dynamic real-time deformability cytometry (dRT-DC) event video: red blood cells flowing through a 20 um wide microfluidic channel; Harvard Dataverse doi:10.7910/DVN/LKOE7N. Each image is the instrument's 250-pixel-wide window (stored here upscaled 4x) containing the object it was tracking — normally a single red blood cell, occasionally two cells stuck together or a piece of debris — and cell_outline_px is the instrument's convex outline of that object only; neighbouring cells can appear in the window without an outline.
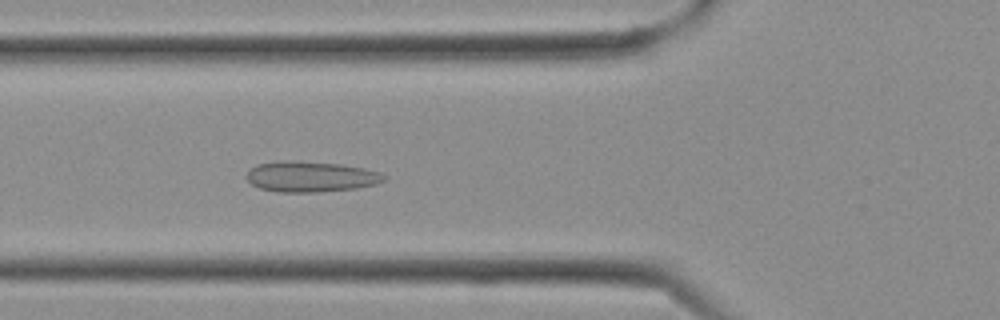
{"species": "Egyptian fruit bat (a non-hibernating species)", "species_latin": "Rousettus aegyptiacus", "temperature_condition": "cold", "stored_images_in_passage": 10, "camera_frame_rate_fps": 3000, "um_per_image_px": 0.085, "frame": {"image": 1, "passage_image": 10, "time_ms": 3.0, "image_size_px": [1000, 320], "cell_outline_px": [[388, 176], [384, 180], [376, 184], [356, 188], [320, 192], [276, 192], [260, 188], [252, 184], [244, 176], [256, 164], [280, 160], [292, 160], [340, 164], [364, 168], [380, 172]], "centroid_in_image_um": [26.4, 15.01], "position_along_channel_um": 99.4, "area_um2": 24.74}}